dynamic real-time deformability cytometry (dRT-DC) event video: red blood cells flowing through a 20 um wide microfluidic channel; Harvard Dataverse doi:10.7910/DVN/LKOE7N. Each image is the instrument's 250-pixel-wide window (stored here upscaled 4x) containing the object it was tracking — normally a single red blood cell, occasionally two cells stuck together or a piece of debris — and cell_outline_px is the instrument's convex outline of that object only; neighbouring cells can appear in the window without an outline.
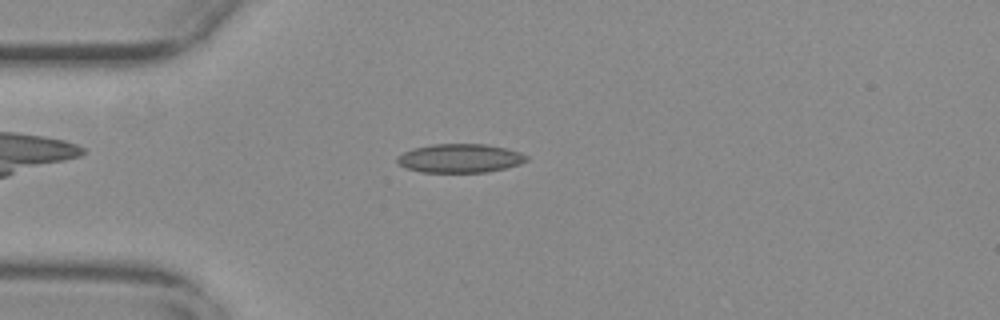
{"species": "common noctule bat (a hibernating species)", "species_latin": "Nyctalus noctula", "temperature_condition": "warm", "stored_images_in_passage": 12, "camera_frame_rate_fps": 3000, "um_per_image_px": 0.085, "animal": {"sex": "female", "body_mass_g": 29.2, "forearm_length_mm": 56.3}, "frame": {"image": 1, "passage_image": 1, "time_ms": 0.0, "image_size_px": [1000, 320], "cell_outline_px": [[528, 160], [520, 164], [488, 172], [420, 172], [404, 168], [396, 160], [396, 156], [412, 148], [432, 144], [484, 144], [508, 148], [520, 152], [528, 156]], "centroid_in_image_um": [39.08, 13.45], "position_along_channel_um": 45.9, "area_um2": 21.85}}
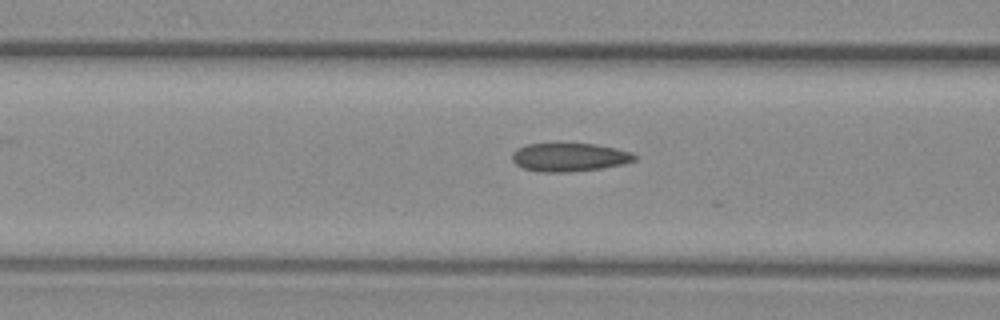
{"frame": {"image": 2, "passage_image": 8, "time_ms": 2.333, "image_size_px": [1000, 320], "cell_outline_px": [[636, 160], [624, 164], [600, 168], [568, 172], [540, 172], [524, 168], [516, 164], [512, 160], [512, 152], [516, 148], [524, 144], [596, 144], [616, 148], [632, 152], [636, 156]], "centroid_in_image_um": [48.39, 13.36], "position_along_channel_um": 118.2, "area_um2": 20.29}}
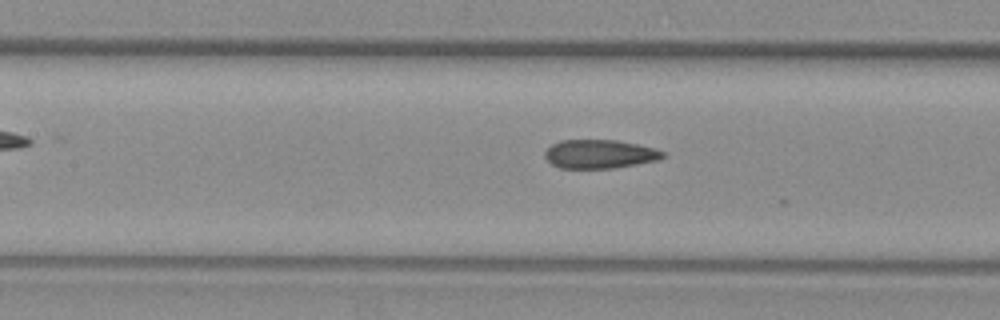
{"frame": {"image": 3, "passage_image": 11, "time_ms": 3.333, "image_size_px": [1000, 320], "cell_outline_px": [[664, 156], [660, 160], [612, 168], [560, 168], [552, 164], [544, 156], [544, 152], [552, 144], [560, 140], [616, 140], [636, 144], [652, 148], [664, 152]], "centroid_in_image_um": [50.94, 13.09], "position_along_channel_um": 156.5, "area_um2": 19.59}}